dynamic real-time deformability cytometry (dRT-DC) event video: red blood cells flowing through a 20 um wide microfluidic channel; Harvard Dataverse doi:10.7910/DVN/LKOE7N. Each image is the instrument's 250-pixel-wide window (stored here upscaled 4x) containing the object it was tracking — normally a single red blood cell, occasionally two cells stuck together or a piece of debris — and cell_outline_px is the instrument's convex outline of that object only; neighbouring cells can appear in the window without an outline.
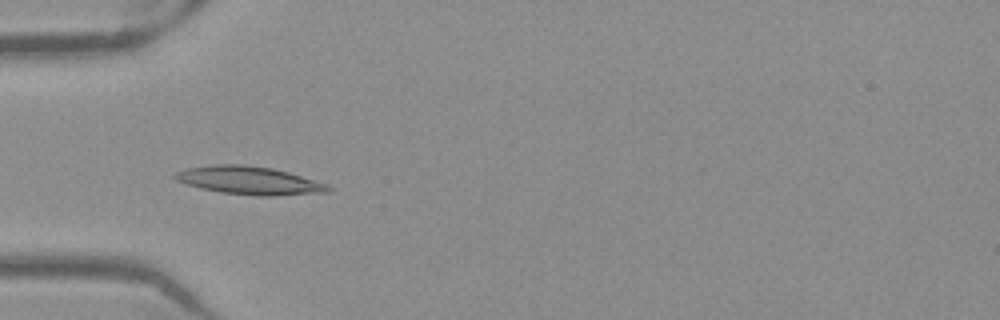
{"species": "Egyptian fruit bat (a non-hibernating species)", "species_latin": "Rousettus aegyptiacus", "temperature_condition": "warm", "stored_images_in_passage": 35, "camera_frame_rate_fps": 3000, "um_per_image_px": 0.085, "frame": {"image": 1, "passage_image": 2, "time_ms": 0.333, "image_size_px": [1000, 320], "cell_outline_px": [[332, 188], [328, 192], [276, 196], [252, 196], [220, 192], [200, 188], [176, 180], [172, 176], [176, 172], [188, 168], [216, 164], [244, 164], [272, 168], [288, 172], [328, 184]], "centroid_in_image_um": [21.2, 15.35], "position_along_channel_um": 63.8, "area_um2": 25.14}}
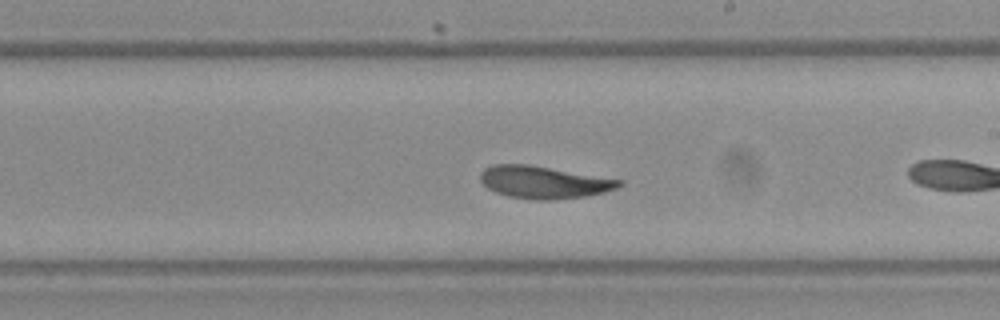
{"frame": {"image": 2, "passage_image": 13, "time_ms": 4.0, "image_size_px": [1000, 320], "cell_outline_px": [[624, 184], [616, 188], [604, 192], [584, 196], [552, 200], [536, 200], [508, 196], [496, 192], [488, 188], [480, 180], [480, 172], [484, 168], [492, 164], [528, 164], [624, 180]], "centroid_in_image_um": [46.22, 15.48], "position_along_channel_um": 242.8, "area_um2": 26.18}}
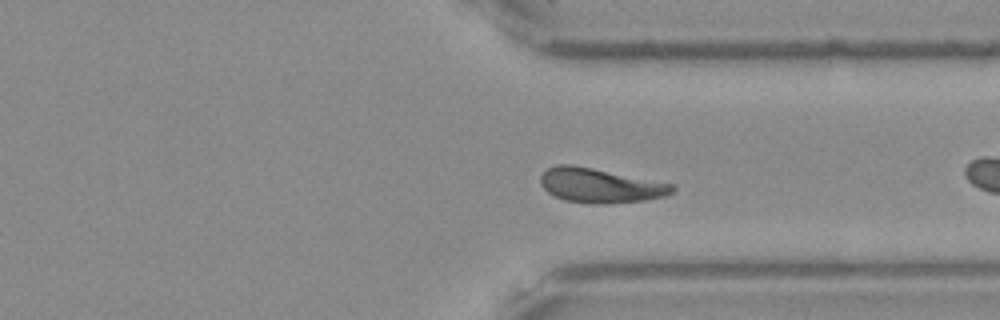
{"frame": {"image": 3, "passage_image": 22, "time_ms": 7.0, "image_size_px": [1000, 320], "cell_outline_px": [[676, 188], [668, 196], [648, 200], [608, 204], [592, 204], [564, 200], [552, 196], [540, 184], [540, 176], [548, 168], [556, 164], [572, 164], [672, 184]], "centroid_in_image_um": [50.99, 15.78], "position_along_channel_um": 360.4, "area_um2": 26.59}, "authors_computed_cell_mechanics": {"area_um2": 25.9522, "velocity_mm_per_s": 3.9103, "shape_relaxation_time_tau1_ms": 3.2586, "shape_relaxation_time_tau2_ms": 1.3525, "deformation_change_tau1": 0.1278, "deformation_change_tau2": 0.0472}}